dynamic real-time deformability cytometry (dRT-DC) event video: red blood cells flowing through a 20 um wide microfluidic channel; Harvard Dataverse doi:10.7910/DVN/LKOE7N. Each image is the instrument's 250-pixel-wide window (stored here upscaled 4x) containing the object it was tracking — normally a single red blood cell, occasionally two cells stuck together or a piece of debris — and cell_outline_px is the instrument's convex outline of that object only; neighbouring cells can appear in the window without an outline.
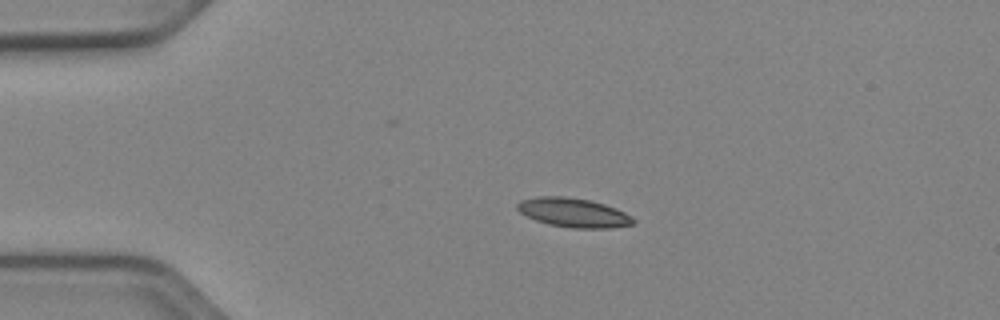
{"species": "Egyptian fruit bat (a non-hibernating species)", "species_latin": "Rousettus aegyptiacus", "temperature_condition": "cold", "stored_images_in_passage": 42, "camera_frame_rate_fps": 3000, "um_per_image_px": 0.085, "animal": {"sex": "female"}, "frame": {"image": 1, "passage_image": 1, "time_ms": 0.0, "image_size_px": [1000, 320], "cell_outline_px": [[636, 224], [612, 228], [572, 228], [548, 224], [536, 220], [520, 212], [516, 208], [516, 204], [520, 200], [536, 196], [564, 196], [588, 200], [604, 204], [616, 208], [632, 216], [636, 220]], "centroid_in_image_um": [48.76, 18.07], "position_along_channel_um": 36.2, "area_um2": 19.83}}
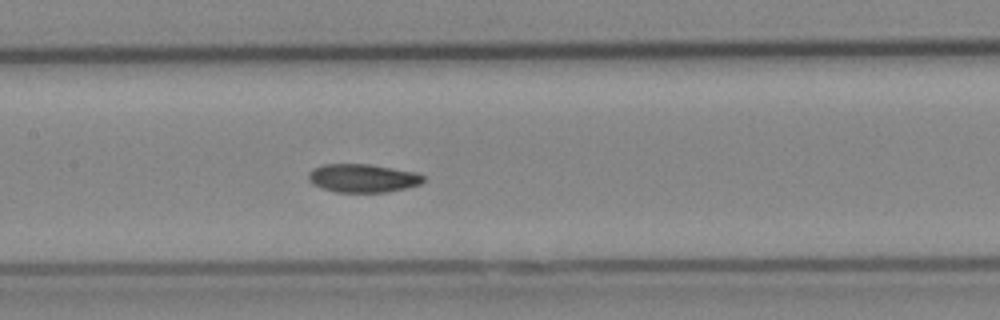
{"frame": {"image": 2, "passage_image": 15, "time_ms": 4.667, "image_size_px": [1000, 320], "cell_outline_px": [[424, 180], [420, 184], [404, 188], [384, 192], [336, 192], [312, 184], [308, 180], [308, 172], [312, 168], [324, 164], [368, 164], [416, 172], [424, 176]], "centroid_in_image_um": [30.8, 15.13], "position_along_channel_um": 176.6, "area_um2": 18.9}}
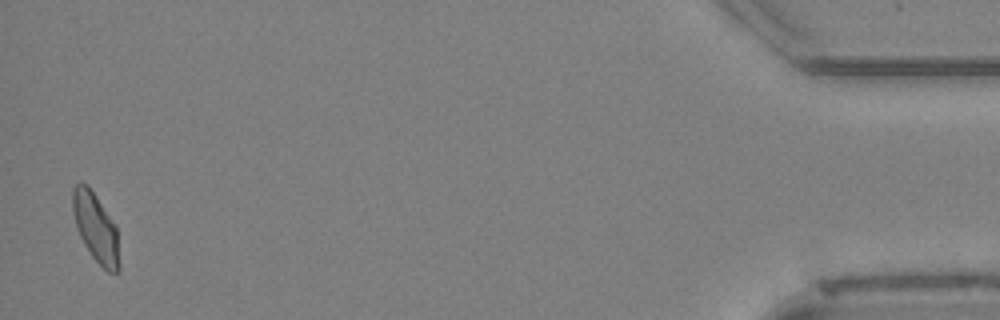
{"frame": {"image": 3, "passage_image": 41, "time_ms": 13.333, "image_size_px": [1000, 320], "cell_outline_px": [[120, 272], [108, 272], [92, 256], [84, 244], [80, 236], [76, 224], [72, 208], [72, 188], [80, 180], [88, 184], [116, 224], [120, 264]], "centroid_in_image_um": [8.15, 19.31], "position_along_channel_um": 427.1, "area_um2": 18.9}, "authors_computed_cell_mechanics": {"area_um2": 18.9006, "velocity_mm_per_s": 3.8884, "shape_relaxation_time_tau1_ms": 6.2326, "shape_relaxation_time_tau2_ms": 3.2421, "deformation_change_tau1": 0.1453, "deformation_change_tau2": 0.0697}}